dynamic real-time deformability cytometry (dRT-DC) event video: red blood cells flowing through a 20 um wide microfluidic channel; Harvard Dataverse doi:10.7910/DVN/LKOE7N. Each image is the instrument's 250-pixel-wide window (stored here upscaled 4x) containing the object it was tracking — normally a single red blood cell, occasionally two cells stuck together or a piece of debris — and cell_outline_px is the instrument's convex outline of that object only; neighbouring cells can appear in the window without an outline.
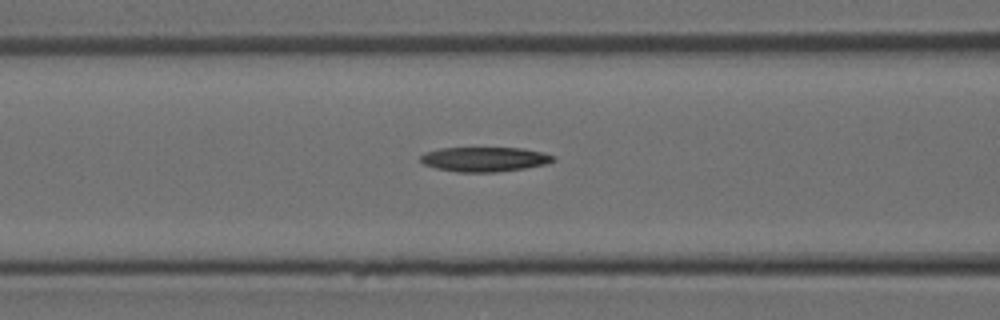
{"species": "Egyptian fruit bat (a non-hibernating species)", "species_latin": "Rousettus aegyptiacus", "temperature_condition": "room temperature", "stored_images_in_passage": 14, "camera_frame_rate_fps": 3000, "um_per_image_px": 0.085, "animal": {"sex": "female"}, "frame": {"image": 1, "passage_image": 7, "time_ms": 2.0, "image_size_px": [1000, 320], "cell_outline_px": [[556, 160], [548, 164], [524, 168], [496, 172], [456, 172], [436, 168], [424, 164], [420, 160], [420, 156], [424, 152], [440, 148], [520, 148], [544, 152], [556, 156]], "centroid_in_image_um": [41.21, 13.53], "position_along_channel_um": 125.4, "area_um2": 19.19}}
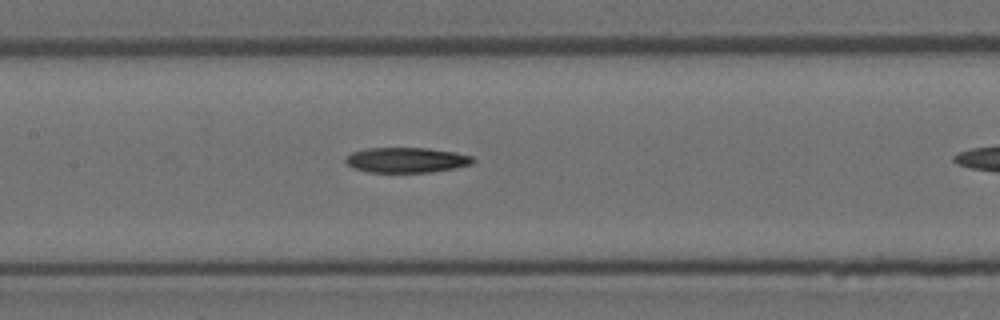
{"frame": {"image": 2, "passage_image": 10, "time_ms": 3.0, "image_size_px": [1000, 320], "cell_outline_px": [[476, 160], [472, 164], [432, 172], [368, 172], [352, 168], [344, 160], [344, 156], [352, 152], [368, 148], [428, 148], [456, 152], [472, 156]], "centroid_in_image_um": [34.53, 13.6], "position_along_channel_um": 172.9, "area_um2": 18.79}}
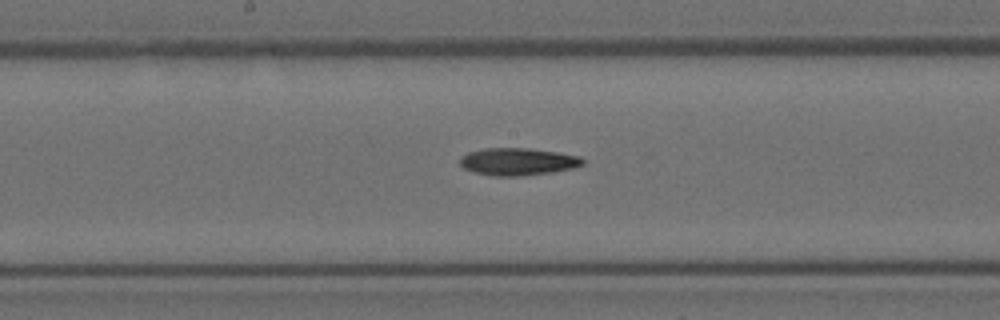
{"frame": {"image": 3, "passage_image": 12, "time_ms": 3.667, "image_size_px": [1000, 320], "cell_outline_px": [[584, 164], [576, 168], [552, 172], [520, 176], [492, 176], [476, 172], [464, 168], [460, 164], [460, 156], [468, 152], [484, 148], [528, 148], [556, 152], [580, 156], [584, 160]], "centroid_in_image_um": [44.03, 13.74], "position_along_channel_um": 204.2, "area_um2": 19.65}}